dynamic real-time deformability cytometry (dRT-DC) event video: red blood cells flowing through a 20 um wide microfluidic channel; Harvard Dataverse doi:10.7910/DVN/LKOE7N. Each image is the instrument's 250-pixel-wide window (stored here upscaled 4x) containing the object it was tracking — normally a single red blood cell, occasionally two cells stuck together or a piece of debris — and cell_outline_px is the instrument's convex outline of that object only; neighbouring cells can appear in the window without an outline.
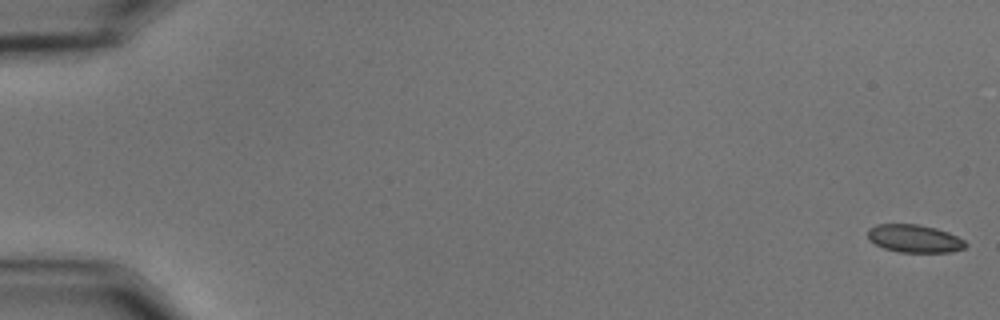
{"species": "common noctule bat (a hibernating species)", "species_latin": "Nyctalus noctula", "temperature_condition": "cold", "stored_images_in_passage": 58, "camera_frame_rate_fps": 3000, "um_per_image_px": 0.085, "animal": {"sex": "male", "body_mass_g": 15.6}, "frame": {"image": 1, "passage_image": 1, "time_ms": 0.0, "image_size_px": [1000, 320], "cell_outline_px": [[968, 244], [964, 248], [952, 252], [900, 252], [884, 248], [868, 240], [868, 228], [876, 224], [920, 224], [936, 228], [948, 232], [964, 240]], "centroid_in_image_um": [77.72, 20.27], "position_along_channel_um": 7.3, "area_um2": 15.95}}
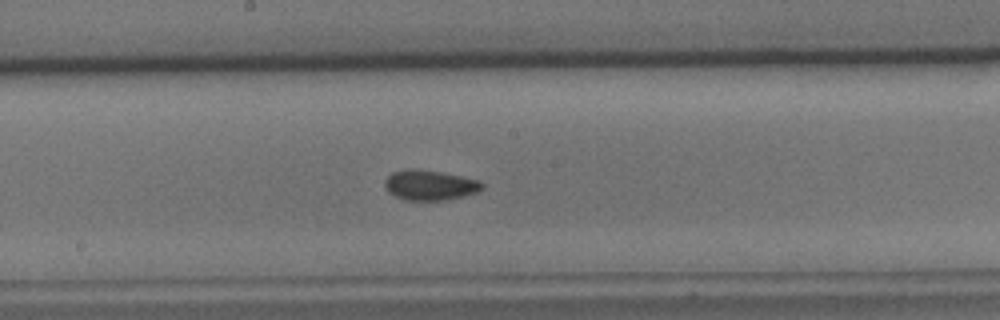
{"frame": {"image": 2, "passage_image": 32, "time_ms": 10.333, "image_size_px": [1000, 320], "cell_outline_px": [[484, 188], [476, 192], [464, 196], [444, 200], [408, 200], [396, 196], [388, 192], [384, 184], [384, 180], [392, 172], [404, 168], [416, 168], [444, 172], [480, 180], [484, 184]], "centroid_in_image_um": [36.54, 15.71], "position_along_channel_um": 211.7, "area_um2": 17.34}}
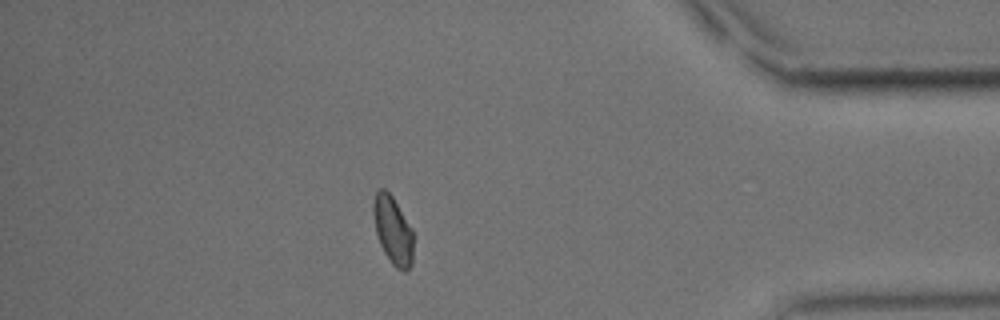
{"frame": {"image": 3, "passage_image": 51, "time_ms": 16.667, "image_size_px": [1000, 320], "cell_outline_px": [[412, 264], [404, 272], [396, 268], [392, 264], [384, 252], [380, 244], [376, 232], [372, 212], [372, 204], [376, 192], [380, 188], [384, 188], [392, 196], [412, 228]], "centroid_in_image_um": [33.37, 19.56], "position_along_channel_um": 401.8, "area_um2": 15.78}, "authors_computed_cell_mechanics": {"area_um2": 16.4152, "velocity_mm_per_s": 3.5223, "shape_relaxation_time_tau1_ms": 7.1378, "shape_relaxation_time_tau2_ms": 1.9607, "deformation_change_tau1": 0.0857, "deformation_change_tau2": 0.0532}}